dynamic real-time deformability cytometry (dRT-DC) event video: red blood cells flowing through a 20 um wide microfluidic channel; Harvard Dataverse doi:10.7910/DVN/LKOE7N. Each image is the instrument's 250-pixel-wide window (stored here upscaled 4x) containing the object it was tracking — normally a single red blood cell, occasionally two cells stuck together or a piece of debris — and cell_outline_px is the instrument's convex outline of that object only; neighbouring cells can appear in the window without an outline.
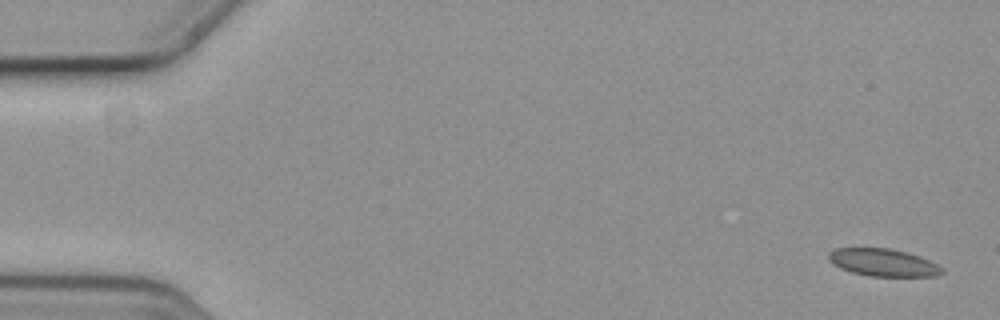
{"species": "common noctule bat (a hibernating species)", "species_latin": "Nyctalus noctula", "temperature_condition": "cold", "stored_images_in_passage": 4, "camera_frame_rate_fps": 3000, "um_per_image_px": 0.085, "animal": {"sex": "female", "body_mass_g": 19.3, "forearm_length_mm": 54.1}, "frame": {"image": 1, "passage_image": 1, "time_ms": 0.0, "image_size_px": [1000, 320], "cell_outline_px": [[944, 272], [936, 276], [868, 276], [852, 272], [840, 268], [832, 264], [828, 260], [828, 252], [836, 248], [888, 248], [908, 252], [920, 256], [944, 268]], "centroid_in_image_um": [75.05, 22.31], "position_along_channel_um": 9.9, "area_um2": 18.26}}